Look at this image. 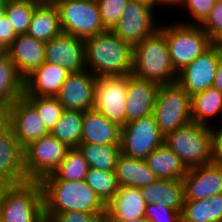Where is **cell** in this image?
Returning a JSON list of instances; mask_svg holds the SVG:
<instances>
[{"label":"cell","mask_w":222,"mask_h":222,"mask_svg":"<svg viewBox=\"0 0 222 222\" xmlns=\"http://www.w3.org/2000/svg\"><path fill=\"white\" fill-rule=\"evenodd\" d=\"M46 42L31 35L18 34L7 48V56L15 64L18 74L25 79L45 62Z\"/></svg>","instance_id":"19"},{"label":"cell","mask_w":222,"mask_h":222,"mask_svg":"<svg viewBox=\"0 0 222 222\" xmlns=\"http://www.w3.org/2000/svg\"><path fill=\"white\" fill-rule=\"evenodd\" d=\"M45 61L59 64L70 73L86 69L84 40L61 32L46 42Z\"/></svg>","instance_id":"17"},{"label":"cell","mask_w":222,"mask_h":222,"mask_svg":"<svg viewBox=\"0 0 222 222\" xmlns=\"http://www.w3.org/2000/svg\"><path fill=\"white\" fill-rule=\"evenodd\" d=\"M221 54L219 46L214 43L192 63L178 72L177 82L190 96L213 86Z\"/></svg>","instance_id":"13"},{"label":"cell","mask_w":222,"mask_h":222,"mask_svg":"<svg viewBox=\"0 0 222 222\" xmlns=\"http://www.w3.org/2000/svg\"><path fill=\"white\" fill-rule=\"evenodd\" d=\"M146 204H163L173 210H183L184 186L182 180L157 179L141 188Z\"/></svg>","instance_id":"26"},{"label":"cell","mask_w":222,"mask_h":222,"mask_svg":"<svg viewBox=\"0 0 222 222\" xmlns=\"http://www.w3.org/2000/svg\"><path fill=\"white\" fill-rule=\"evenodd\" d=\"M183 3V0H153V7L154 8H161V7H174V6H178V8L180 9L181 5ZM163 5V6H162Z\"/></svg>","instance_id":"46"},{"label":"cell","mask_w":222,"mask_h":222,"mask_svg":"<svg viewBox=\"0 0 222 222\" xmlns=\"http://www.w3.org/2000/svg\"><path fill=\"white\" fill-rule=\"evenodd\" d=\"M7 55V49L0 44V59Z\"/></svg>","instance_id":"49"},{"label":"cell","mask_w":222,"mask_h":222,"mask_svg":"<svg viewBox=\"0 0 222 222\" xmlns=\"http://www.w3.org/2000/svg\"><path fill=\"white\" fill-rule=\"evenodd\" d=\"M130 0H96L105 30L113 31Z\"/></svg>","instance_id":"37"},{"label":"cell","mask_w":222,"mask_h":222,"mask_svg":"<svg viewBox=\"0 0 222 222\" xmlns=\"http://www.w3.org/2000/svg\"><path fill=\"white\" fill-rule=\"evenodd\" d=\"M128 75L97 77L94 109L120 127L126 124Z\"/></svg>","instance_id":"12"},{"label":"cell","mask_w":222,"mask_h":222,"mask_svg":"<svg viewBox=\"0 0 222 222\" xmlns=\"http://www.w3.org/2000/svg\"><path fill=\"white\" fill-rule=\"evenodd\" d=\"M213 43L222 38V0H216L207 17L199 24Z\"/></svg>","instance_id":"38"},{"label":"cell","mask_w":222,"mask_h":222,"mask_svg":"<svg viewBox=\"0 0 222 222\" xmlns=\"http://www.w3.org/2000/svg\"><path fill=\"white\" fill-rule=\"evenodd\" d=\"M159 84L128 74L126 123L153 114Z\"/></svg>","instance_id":"20"},{"label":"cell","mask_w":222,"mask_h":222,"mask_svg":"<svg viewBox=\"0 0 222 222\" xmlns=\"http://www.w3.org/2000/svg\"><path fill=\"white\" fill-rule=\"evenodd\" d=\"M137 1H142L144 3H147V4L151 5V6H153V0H137Z\"/></svg>","instance_id":"51"},{"label":"cell","mask_w":222,"mask_h":222,"mask_svg":"<svg viewBox=\"0 0 222 222\" xmlns=\"http://www.w3.org/2000/svg\"><path fill=\"white\" fill-rule=\"evenodd\" d=\"M87 222H111V217L106 209L104 211L92 214Z\"/></svg>","instance_id":"47"},{"label":"cell","mask_w":222,"mask_h":222,"mask_svg":"<svg viewBox=\"0 0 222 222\" xmlns=\"http://www.w3.org/2000/svg\"><path fill=\"white\" fill-rule=\"evenodd\" d=\"M216 124L217 123L214 122V124L210 126L212 158L214 162L222 163V127Z\"/></svg>","instance_id":"43"},{"label":"cell","mask_w":222,"mask_h":222,"mask_svg":"<svg viewBox=\"0 0 222 222\" xmlns=\"http://www.w3.org/2000/svg\"><path fill=\"white\" fill-rule=\"evenodd\" d=\"M97 77L88 69L72 72L55 96L66 110L87 111L94 108Z\"/></svg>","instance_id":"14"},{"label":"cell","mask_w":222,"mask_h":222,"mask_svg":"<svg viewBox=\"0 0 222 222\" xmlns=\"http://www.w3.org/2000/svg\"><path fill=\"white\" fill-rule=\"evenodd\" d=\"M111 220H130L145 217L146 202L141 189L119 187L112 200L106 205Z\"/></svg>","instance_id":"23"},{"label":"cell","mask_w":222,"mask_h":222,"mask_svg":"<svg viewBox=\"0 0 222 222\" xmlns=\"http://www.w3.org/2000/svg\"><path fill=\"white\" fill-rule=\"evenodd\" d=\"M121 127L95 110H87L83 116L80 144L120 145Z\"/></svg>","instance_id":"22"},{"label":"cell","mask_w":222,"mask_h":222,"mask_svg":"<svg viewBox=\"0 0 222 222\" xmlns=\"http://www.w3.org/2000/svg\"><path fill=\"white\" fill-rule=\"evenodd\" d=\"M176 22L160 23L159 30L166 37L170 59L178 73L214 43L199 25Z\"/></svg>","instance_id":"5"},{"label":"cell","mask_w":222,"mask_h":222,"mask_svg":"<svg viewBox=\"0 0 222 222\" xmlns=\"http://www.w3.org/2000/svg\"><path fill=\"white\" fill-rule=\"evenodd\" d=\"M164 143L187 169L213 162L210 126L190 122L165 135Z\"/></svg>","instance_id":"6"},{"label":"cell","mask_w":222,"mask_h":222,"mask_svg":"<svg viewBox=\"0 0 222 222\" xmlns=\"http://www.w3.org/2000/svg\"><path fill=\"white\" fill-rule=\"evenodd\" d=\"M44 214L82 211L95 214L106 210V205L85 180H40Z\"/></svg>","instance_id":"2"},{"label":"cell","mask_w":222,"mask_h":222,"mask_svg":"<svg viewBox=\"0 0 222 222\" xmlns=\"http://www.w3.org/2000/svg\"><path fill=\"white\" fill-rule=\"evenodd\" d=\"M59 11L62 32L83 40L106 31L96 0H52Z\"/></svg>","instance_id":"8"},{"label":"cell","mask_w":222,"mask_h":222,"mask_svg":"<svg viewBox=\"0 0 222 222\" xmlns=\"http://www.w3.org/2000/svg\"><path fill=\"white\" fill-rule=\"evenodd\" d=\"M83 116V111L65 109L50 134L69 148L79 147L83 130Z\"/></svg>","instance_id":"32"},{"label":"cell","mask_w":222,"mask_h":222,"mask_svg":"<svg viewBox=\"0 0 222 222\" xmlns=\"http://www.w3.org/2000/svg\"><path fill=\"white\" fill-rule=\"evenodd\" d=\"M79 149L90 167L104 171H115L121 154L120 145L80 144Z\"/></svg>","instance_id":"33"},{"label":"cell","mask_w":222,"mask_h":222,"mask_svg":"<svg viewBox=\"0 0 222 222\" xmlns=\"http://www.w3.org/2000/svg\"><path fill=\"white\" fill-rule=\"evenodd\" d=\"M131 74L159 85L177 81L178 73L172 65L166 37L159 29L133 47Z\"/></svg>","instance_id":"3"},{"label":"cell","mask_w":222,"mask_h":222,"mask_svg":"<svg viewBox=\"0 0 222 222\" xmlns=\"http://www.w3.org/2000/svg\"><path fill=\"white\" fill-rule=\"evenodd\" d=\"M119 187L143 188L152 184L158 178L148 168L144 159H137L120 154L115 167Z\"/></svg>","instance_id":"24"},{"label":"cell","mask_w":222,"mask_h":222,"mask_svg":"<svg viewBox=\"0 0 222 222\" xmlns=\"http://www.w3.org/2000/svg\"><path fill=\"white\" fill-rule=\"evenodd\" d=\"M215 121H216V122H217V121H219V122L221 121V122H222V119H219V118H218V120L215 119ZM220 126L222 127V123L220 124Z\"/></svg>","instance_id":"54"},{"label":"cell","mask_w":222,"mask_h":222,"mask_svg":"<svg viewBox=\"0 0 222 222\" xmlns=\"http://www.w3.org/2000/svg\"><path fill=\"white\" fill-rule=\"evenodd\" d=\"M181 213L163 204H146L145 218L149 222H182Z\"/></svg>","instance_id":"40"},{"label":"cell","mask_w":222,"mask_h":222,"mask_svg":"<svg viewBox=\"0 0 222 222\" xmlns=\"http://www.w3.org/2000/svg\"><path fill=\"white\" fill-rule=\"evenodd\" d=\"M61 32L58 8L52 0H42L33 11L27 34L47 42Z\"/></svg>","instance_id":"25"},{"label":"cell","mask_w":222,"mask_h":222,"mask_svg":"<svg viewBox=\"0 0 222 222\" xmlns=\"http://www.w3.org/2000/svg\"><path fill=\"white\" fill-rule=\"evenodd\" d=\"M215 2L216 0H183L180 8H183L182 11L187 10L191 20L180 19L179 22L199 25L207 17Z\"/></svg>","instance_id":"39"},{"label":"cell","mask_w":222,"mask_h":222,"mask_svg":"<svg viewBox=\"0 0 222 222\" xmlns=\"http://www.w3.org/2000/svg\"><path fill=\"white\" fill-rule=\"evenodd\" d=\"M111 222H149L145 217L130 220H111Z\"/></svg>","instance_id":"48"},{"label":"cell","mask_w":222,"mask_h":222,"mask_svg":"<svg viewBox=\"0 0 222 222\" xmlns=\"http://www.w3.org/2000/svg\"><path fill=\"white\" fill-rule=\"evenodd\" d=\"M165 135L159 130L154 115H148L126 123L121 127V154L145 159L164 144Z\"/></svg>","instance_id":"9"},{"label":"cell","mask_w":222,"mask_h":222,"mask_svg":"<svg viewBox=\"0 0 222 222\" xmlns=\"http://www.w3.org/2000/svg\"><path fill=\"white\" fill-rule=\"evenodd\" d=\"M182 222H222V193L200 201H184Z\"/></svg>","instance_id":"30"},{"label":"cell","mask_w":222,"mask_h":222,"mask_svg":"<svg viewBox=\"0 0 222 222\" xmlns=\"http://www.w3.org/2000/svg\"><path fill=\"white\" fill-rule=\"evenodd\" d=\"M85 181L105 205L112 200L119 189L115 171H104L90 167Z\"/></svg>","instance_id":"35"},{"label":"cell","mask_w":222,"mask_h":222,"mask_svg":"<svg viewBox=\"0 0 222 222\" xmlns=\"http://www.w3.org/2000/svg\"><path fill=\"white\" fill-rule=\"evenodd\" d=\"M218 115L222 117V92L211 86L191 96L193 122L212 126L214 124L212 120L214 117L217 119Z\"/></svg>","instance_id":"28"},{"label":"cell","mask_w":222,"mask_h":222,"mask_svg":"<svg viewBox=\"0 0 222 222\" xmlns=\"http://www.w3.org/2000/svg\"><path fill=\"white\" fill-rule=\"evenodd\" d=\"M23 93L24 79L6 55L0 59V107L8 108L16 99L23 97Z\"/></svg>","instance_id":"29"},{"label":"cell","mask_w":222,"mask_h":222,"mask_svg":"<svg viewBox=\"0 0 222 222\" xmlns=\"http://www.w3.org/2000/svg\"><path fill=\"white\" fill-rule=\"evenodd\" d=\"M37 111L42 123L50 132L61 118L64 107L56 97L23 96Z\"/></svg>","instance_id":"36"},{"label":"cell","mask_w":222,"mask_h":222,"mask_svg":"<svg viewBox=\"0 0 222 222\" xmlns=\"http://www.w3.org/2000/svg\"><path fill=\"white\" fill-rule=\"evenodd\" d=\"M4 14V10H0V17Z\"/></svg>","instance_id":"53"},{"label":"cell","mask_w":222,"mask_h":222,"mask_svg":"<svg viewBox=\"0 0 222 222\" xmlns=\"http://www.w3.org/2000/svg\"><path fill=\"white\" fill-rule=\"evenodd\" d=\"M222 51V38L216 43Z\"/></svg>","instance_id":"52"},{"label":"cell","mask_w":222,"mask_h":222,"mask_svg":"<svg viewBox=\"0 0 222 222\" xmlns=\"http://www.w3.org/2000/svg\"><path fill=\"white\" fill-rule=\"evenodd\" d=\"M7 109L10 128L23 148L50 133L24 97L16 99Z\"/></svg>","instance_id":"16"},{"label":"cell","mask_w":222,"mask_h":222,"mask_svg":"<svg viewBox=\"0 0 222 222\" xmlns=\"http://www.w3.org/2000/svg\"><path fill=\"white\" fill-rule=\"evenodd\" d=\"M6 1L7 0H0V10H3L5 8Z\"/></svg>","instance_id":"50"},{"label":"cell","mask_w":222,"mask_h":222,"mask_svg":"<svg viewBox=\"0 0 222 222\" xmlns=\"http://www.w3.org/2000/svg\"><path fill=\"white\" fill-rule=\"evenodd\" d=\"M153 115L164 134L192 122L191 96L176 81L159 85Z\"/></svg>","instance_id":"7"},{"label":"cell","mask_w":222,"mask_h":222,"mask_svg":"<svg viewBox=\"0 0 222 222\" xmlns=\"http://www.w3.org/2000/svg\"><path fill=\"white\" fill-rule=\"evenodd\" d=\"M18 34L12 27L5 14L0 17V44L7 49L16 39Z\"/></svg>","instance_id":"42"},{"label":"cell","mask_w":222,"mask_h":222,"mask_svg":"<svg viewBox=\"0 0 222 222\" xmlns=\"http://www.w3.org/2000/svg\"><path fill=\"white\" fill-rule=\"evenodd\" d=\"M26 181L24 148L9 127L0 136V186Z\"/></svg>","instance_id":"18"},{"label":"cell","mask_w":222,"mask_h":222,"mask_svg":"<svg viewBox=\"0 0 222 222\" xmlns=\"http://www.w3.org/2000/svg\"><path fill=\"white\" fill-rule=\"evenodd\" d=\"M86 69L96 77L132 73L133 47L113 31H104L84 40Z\"/></svg>","instance_id":"1"},{"label":"cell","mask_w":222,"mask_h":222,"mask_svg":"<svg viewBox=\"0 0 222 222\" xmlns=\"http://www.w3.org/2000/svg\"><path fill=\"white\" fill-rule=\"evenodd\" d=\"M90 166L79 147L69 148L57 168L41 180H85Z\"/></svg>","instance_id":"31"},{"label":"cell","mask_w":222,"mask_h":222,"mask_svg":"<svg viewBox=\"0 0 222 222\" xmlns=\"http://www.w3.org/2000/svg\"><path fill=\"white\" fill-rule=\"evenodd\" d=\"M144 160L158 179L182 180L188 171L180 158L165 143Z\"/></svg>","instance_id":"27"},{"label":"cell","mask_w":222,"mask_h":222,"mask_svg":"<svg viewBox=\"0 0 222 222\" xmlns=\"http://www.w3.org/2000/svg\"><path fill=\"white\" fill-rule=\"evenodd\" d=\"M92 214L82 211H69L60 214H44L45 222H87Z\"/></svg>","instance_id":"41"},{"label":"cell","mask_w":222,"mask_h":222,"mask_svg":"<svg viewBox=\"0 0 222 222\" xmlns=\"http://www.w3.org/2000/svg\"><path fill=\"white\" fill-rule=\"evenodd\" d=\"M70 72L49 62H44L24 79L23 96L55 97Z\"/></svg>","instance_id":"21"},{"label":"cell","mask_w":222,"mask_h":222,"mask_svg":"<svg viewBox=\"0 0 222 222\" xmlns=\"http://www.w3.org/2000/svg\"><path fill=\"white\" fill-rule=\"evenodd\" d=\"M184 201H200L222 193V163L211 162L188 169L182 179Z\"/></svg>","instance_id":"15"},{"label":"cell","mask_w":222,"mask_h":222,"mask_svg":"<svg viewBox=\"0 0 222 222\" xmlns=\"http://www.w3.org/2000/svg\"><path fill=\"white\" fill-rule=\"evenodd\" d=\"M69 147L50 133L24 148V166L27 181H40L52 174L65 158Z\"/></svg>","instance_id":"10"},{"label":"cell","mask_w":222,"mask_h":222,"mask_svg":"<svg viewBox=\"0 0 222 222\" xmlns=\"http://www.w3.org/2000/svg\"><path fill=\"white\" fill-rule=\"evenodd\" d=\"M213 87L222 92V54L219 57L217 71L213 81Z\"/></svg>","instance_id":"45"},{"label":"cell","mask_w":222,"mask_h":222,"mask_svg":"<svg viewBox=\"0 0 222 222\" xmlns=\"http://www.w3.org/2000/svg\"><path fill=\"white\" fill-rule=\"evenodd\" d=\"M42 0H7L4 14L17 34L27 33L35 7Z\"/></svg>","instance_id":"34"},{"label":"cell","mask_w":222,"mask_h":222,"mask_svg":"<svg viewBox=\"0 0 222 222\" xmlns=\"http://www.w3.org/2000/svg\"><path fill=\"white\" fill-rule=\"evenodd\" d=\"M10 127L9 114L7 108L0 107V136Z\"/></svg>","instance_id":"44"},{"label":"cell","mask_w":222,"mask_h":222,"mask_svg":"<svg viewBox=\"0 0 222 222\" xmlns=\"http://www.w3.org/2000/svg\"><path fill=\"white\" fill-rule=\"evenodd\" d=\"M0 222H45L40 181L0 186Z\"/></svg>","instance_id":"4"},{"label":"cell","mask_w":222,"mask_h":222,"mask_svg":"<svg viewBox=\"0 0 222 222\" xmlns=\"http://www.w3.org/2000/svg\"><path fill=\"white\" fill-rule=\"evenodd\" d=\"M155 10L147 3L130 0L113 32L124 42L135 47L159 29Z\"/></svg>","instance_id":"11"}]
</instances>
